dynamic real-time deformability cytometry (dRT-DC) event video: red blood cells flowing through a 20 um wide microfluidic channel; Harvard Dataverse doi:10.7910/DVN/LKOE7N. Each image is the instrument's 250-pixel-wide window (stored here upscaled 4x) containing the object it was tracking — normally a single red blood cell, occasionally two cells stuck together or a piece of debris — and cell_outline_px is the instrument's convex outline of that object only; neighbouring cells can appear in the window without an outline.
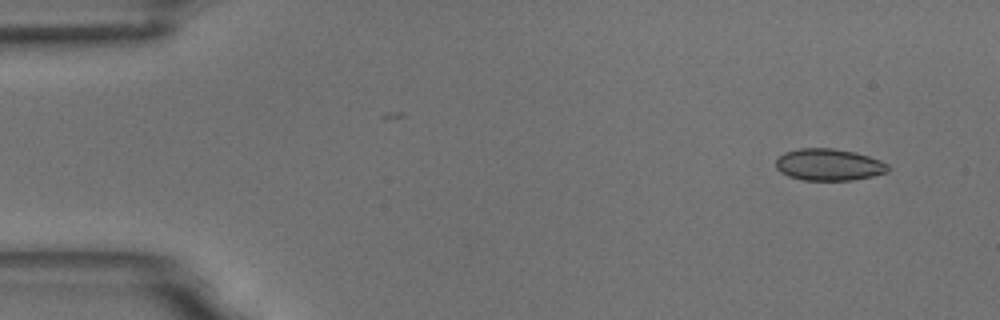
{"species": "common noctule bat (a hibernating species)", "species_latin": "Nyctalus noctula", "temperature_condition": "room temperature", "stored_images_in_passage": 51, "camera_frame_rate_fps": 3000, "um_per_image_px": 0.085, "animal": {"sex": "male", "body_mass_g": 18.8}, "frame": {"image": 1, "passage_image": 1, "time_ms": 0.0, "image_size_px": [1000, 320], "cell_outline_px": [[888, 172], [872, 176], [852, 180], [804, 180], [788, 176], [780, 172], [776, 168], [776, 160], [784, 152], [800, 148], [832, 148], [856, 152], [880, 160], [888, 164]], "centroid_in_image_um": [70.44, 13.99], "position_along_channel_um": 14.6, "area_um2": 20.81}}
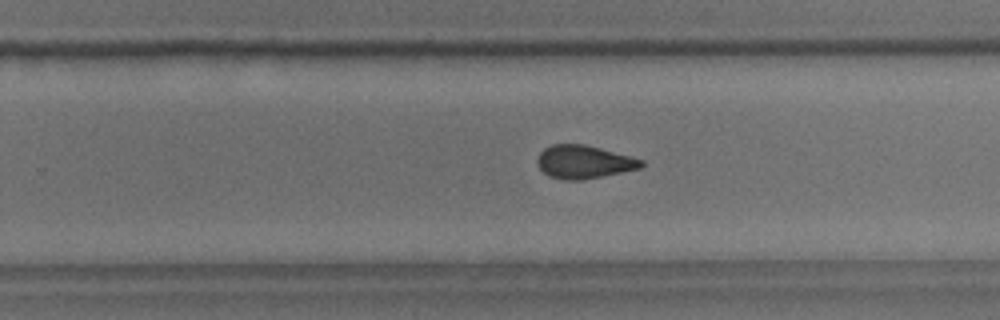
{"frame": {"image": 2, "passage_image": 31, "time_ms": 10.0, "image_size_px": [1000, 320], "cell_outline_px": [[644, 164], [640, 168], [580, 180], [564, 180], [548, 176], [536, 164], [536, 160], [540, 152], [544, 148], [552, 144], [584, 144], [600, 148], [644, 160]], "centroid_in_image_um": [49.58, 13.75], "position_along_channel_um": 280.2, "area_um2": 19.94}}
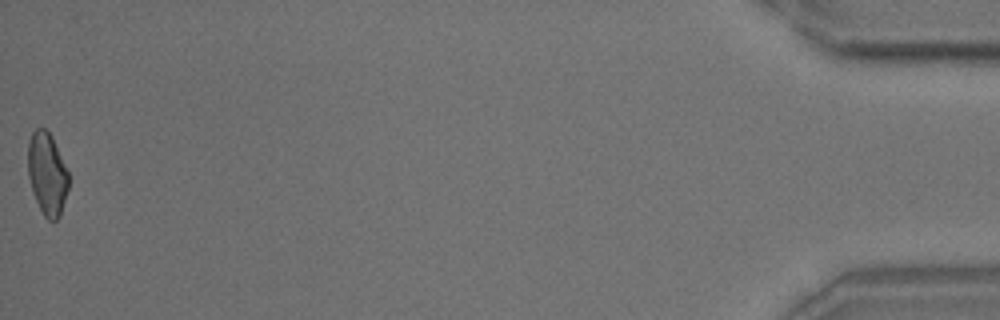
{"frame": {"image": 3, "passage_image": 51, "time_ms": 16.667, "image_size_px": [1000, 320], "cell_outline_px": [[68, 188], [60, 216], [56, 220], [48, 220], [44, 216], [32, 192], [28, 176], [28, 140], [32, 132], [36, 128], [44, 128], [52, 136], [68, 172]], "centroid_in_image_um": [3.99, 14.76], "position_along_channel_um": 431.2, "area_um2": 19.48}, "authors_computed_cell_mechanics": {"area_um2": 20.4612, "velocity_mm_per_s": 3.7303, "shape_relaxation_time_tau1_ms": null, "shape_relaxation_time_tau2_ms": 1.5662, "deformation_change_tau1": null, "deformation_change_tau2": 0.0662}}